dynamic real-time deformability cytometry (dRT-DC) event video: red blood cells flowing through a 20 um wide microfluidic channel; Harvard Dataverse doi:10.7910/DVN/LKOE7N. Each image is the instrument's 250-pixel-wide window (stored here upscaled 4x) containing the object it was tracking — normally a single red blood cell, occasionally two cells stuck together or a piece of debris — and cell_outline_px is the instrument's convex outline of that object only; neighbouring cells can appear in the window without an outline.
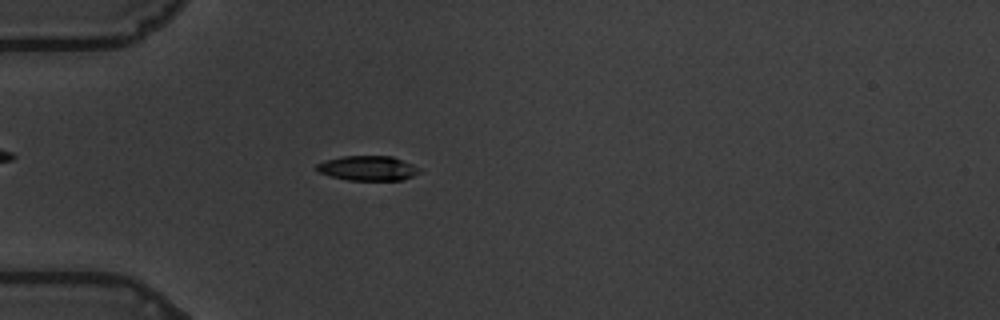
{"species": "common noctule bat (a hibernating species)", "species_latin": "Nyctalus noctula", "temperature_condition": "warm", "stored_images_in_passage": 54, "camera_frame_rate_fps": 3000, "um_per_image_px": 0.085, "animal": {"sex": "male", "body_mass_g": 19.5, "forearm_length_mm": 54.6}, "frame": {"image": 1, "passage_image": 13, "time_ms": 4.0, "image_size_px": [1000, 320], "cell_outline_px": [[424, 172], [404, 180], [348, 180], [332, 176], [320, 172], [316, 168], [316, 164], [324, 160], [340, 156], [392, 156], [412, 164], [420, 168]], "centroid_in_image_um": [31.32, 14.29], "position_along_channel_um": 53.7, "area_um2": 14.97}}
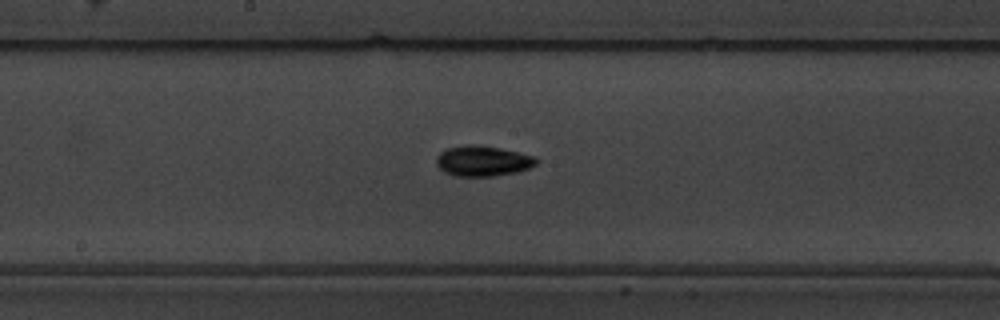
{"frame": {"image": 2, "passage_image": 27, "time_ms": 8.667, "image_size_px": [1000, 320], "cell_outline_px": [[540, 160], [536, 164], [528, 168], [516, 172], [492, 176], [452, 176], [444, 172], [436, 164], [436, 156], [440, 152], [448, 148], [500, 148], [532, 156]], "centroid_in_image_um": [41.03, 13.74], "position_along_channel_um": 207.2, "area_um2": 16.82}}
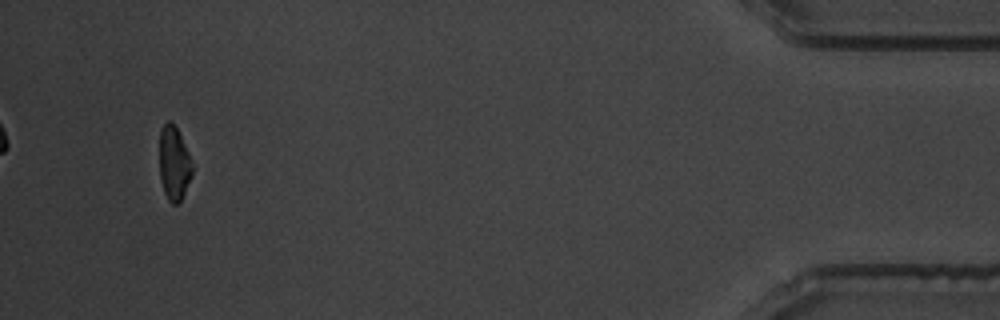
{"frame": {"image": 3, "passage_image": 51, "time_ms": 16.667, "image_size_px": [1000, 320], "cell_outline_px": [[192, 172], [184, 192], [180, 200], [176, 204], [172, 204], [168, 200], [164, 192], [160, 180], [160, 132], [164, 124], [168, 120], [176, 128], [188, 152], [192, 168]], "centroid_in_image_um": [14.76, 13.9], "position_along_channel_um": 420.4, "area_um2": 13.64}, "authors_computed_cell_mechanics": {"area_um2": 15.9528, "velocity_mm_per_s": 3.5337, "shape_relaxation_time_tau1_ms": 3.6082, "shape_relaxation_time_tau2_ms": 5.6997, "deformation_change_tau1": 0.1363, "deformation_change_tau2": 0.1114}}